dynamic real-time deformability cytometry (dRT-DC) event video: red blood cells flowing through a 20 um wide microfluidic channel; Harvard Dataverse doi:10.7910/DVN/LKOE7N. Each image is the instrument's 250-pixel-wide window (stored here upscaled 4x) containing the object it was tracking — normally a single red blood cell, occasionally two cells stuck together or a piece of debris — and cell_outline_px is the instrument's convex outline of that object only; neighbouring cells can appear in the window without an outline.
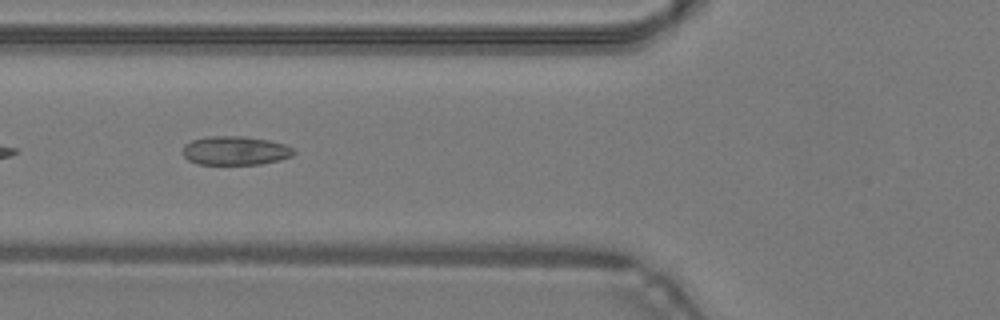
{"species": "common noctule bat (a hibernating species)", "species_latin": "Nyctalus noctula", "temperature_condition": "warm", "stored_images_in_passage": 24, "camera_frame_rate_fps": 3000, "um_per_image_px": 0.085, "animal": {"sex": "male", "body_mass_g": 19.2, "forearm_length_mm": 51.8}, "frame": {"image": 1, "passage_image": 11, "time_ms": 3.333, "image_size_px": [1000, 320], "cell_outline_px": [[296, 152], [292, 156], [280, 160], [260, 164], [196, 164], [188, 160], [184, 156], [184, 144], [192, 140], [208, 136], [244, 136], [268, 140], [284, 144], [292, 148]], "centroid_in_image_um": [20.0, 12.8], "position_along_channel_um": 105.8, "area_um2": 18.67}}
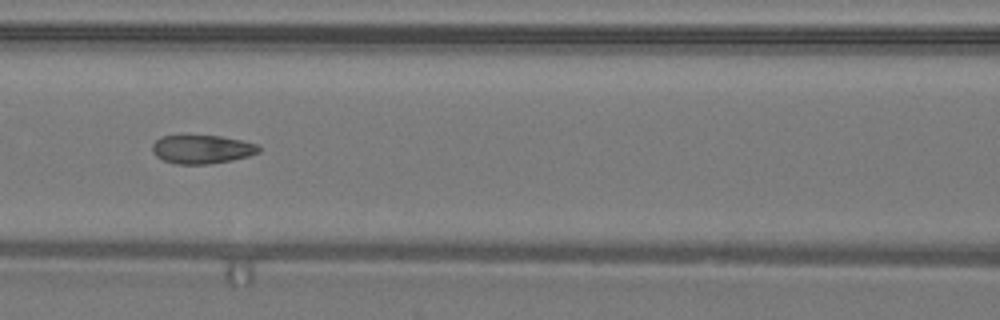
{"frame": {"image": 2, "passage_image": 14, "time_ms": 4.333, "image_size_px": [1000, 320], "cell_outline_px": [[260, 152], [248, 156], [232, 160], [208, 164], [176, 164], [164, 160], [156, 156], [152, 152], [152, 144], [160, 136], [220, 136], [240, 140], [256, 144], [260, 148]], "centroid_in_image_um": [17.15, 12.69], "position_along_channel_um": 149.5, "area_um2": 17.63}}
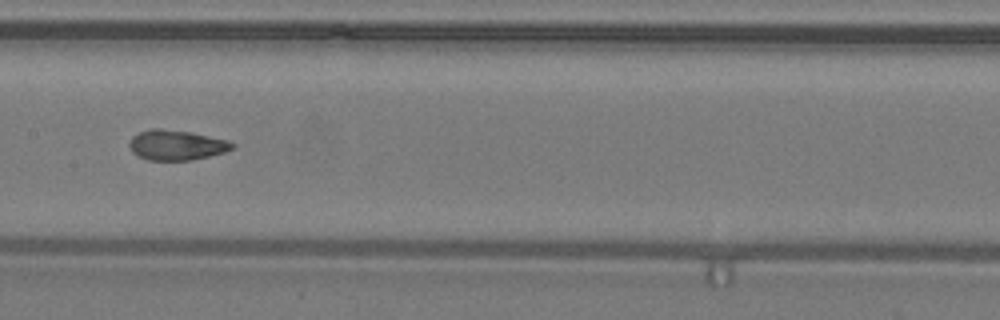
{"frame": {"image": 3, "passage_image": 17, "time_ms": 5.333, "image_size_px": [1000, 320], "cell_outline_px": [[236, 148], [224, 152], [192, 160], [148, 160], [132, 152], [128, 144], [132, 136], [140, 132], [152, 128], [160, 128], [192, 132], [228, 140], [236, 144]], "centroid_in_image_um": [15.02, 12.32], "position_along_channel_um": 192.4, "area_um2": 18.15}}